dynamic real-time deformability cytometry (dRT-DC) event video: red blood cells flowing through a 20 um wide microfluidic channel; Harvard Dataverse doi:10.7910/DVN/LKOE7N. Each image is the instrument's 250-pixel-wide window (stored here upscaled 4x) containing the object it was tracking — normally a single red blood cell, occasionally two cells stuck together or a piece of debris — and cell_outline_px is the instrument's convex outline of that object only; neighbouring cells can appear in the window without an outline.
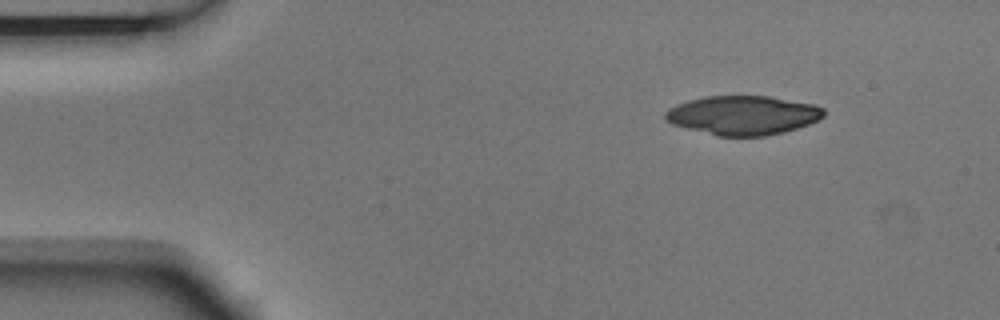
{"species": "Egyptian fruit bat (a non-hibernating species)", "species_latin": "Rousettus aegyptiacus", "temperature_condition": "room temperature", "stored_images_in_passage": 4, "camera_frame_rate_fps": 3000, "um_per_image_px": 0.085, "animal": {"sex": "male"}, "frame": {"image": 1, "passage_image": 1, "time_ms": 0.0, "image_size_px": [1000, 320], "cell_outline_px": [[824, 116], [820, 120], [784, 132], [764, 136], [716, 136], [672, 124], [664, 120], [664, 112], [668, 108], [676, 104], [688, 100], [704, 96], [768, 96], [816, 104], [824, 108]], "centroid_in_image_um": [63.14, 9.79], "position_along_channel_um": 21.9, "area_um2": 36.41}}